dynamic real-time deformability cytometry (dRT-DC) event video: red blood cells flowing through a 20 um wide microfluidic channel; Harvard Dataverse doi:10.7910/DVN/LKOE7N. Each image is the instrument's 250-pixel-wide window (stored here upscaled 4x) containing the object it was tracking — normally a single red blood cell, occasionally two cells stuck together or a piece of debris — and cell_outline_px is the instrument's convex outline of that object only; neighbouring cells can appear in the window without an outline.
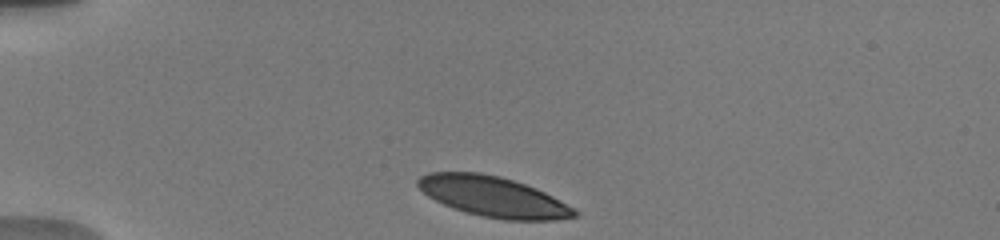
{"species": "human", "species_latin": "Homo sapiens", "temperature_condition": "warm", "stored_images_in_passage": 37, "camera_frame_rate_fps": 3000, "um_per_image_px": 0.085, "donor": {"sex": "male"}, "frame": {"image": 1, "passage_image": 1, "time_ms": 0.0, "image_size_px": [1000, 240], "cell_outline_px": [[580, 216], [556, 220], [504, 220], [464, 212], [444, 204], [428, 196], [416, 184], [416, 180], [420, 176], [428, 172], [480, 172], [500, 176], [536, 188], [576, 208], [580, 212]], "centroid_in_image_um": [41.96, 16.72], "position_along_channel_um": 43.0, "area_um2": 36.93}}
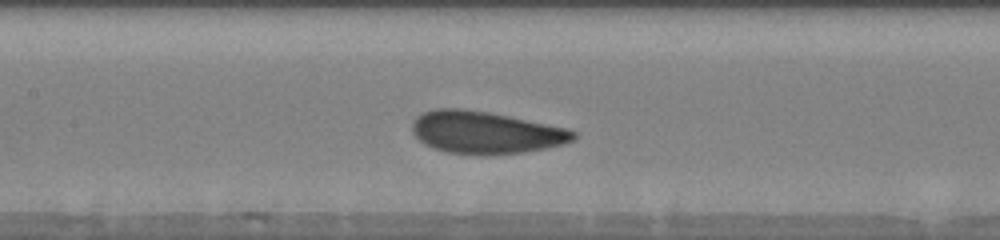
{"frame": {"image": 2, "passage_image": 15, "time_ms": 4.333, "image_size_px": [1000, 240], "cell_outline_px": [[576, 136], [572, 140], [564, 144], [544, 148], [520, 152], [480, 156], [444, 152], [432, 148], [424, 144], [412, 132], [412, 124], [416, 116], [432, 108], [464, 108], [488, 112], [568, 128], [576, 132]], "centroid_in_image_um": [41.22, 11.26], "position_along_channel_um": 166.2, "area_um2": 39.94}}
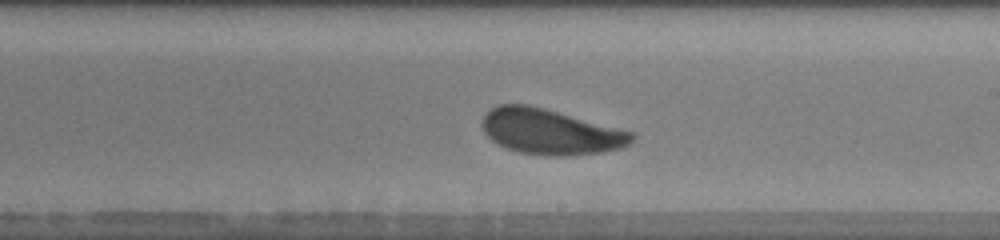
{"frame": {"image": 3, "passage_image": 22, "time_ms": 6.333, "image_size_px": [1000, 240], "cell_outline_px": [[636, 136], [628, 144], [620, 148], [600, 152], [568, 156], [548, 156], [520, 152], [508, 148], [492, 140], [484, 132], [480, 124], [480, 120], [484, 112], [488, 108], [496, 104], [528, 104], [544, 108], [632, 132]], "centroid_in_image_um": [46.7, 11.18], "position_along_channel_um": 242.3, "area_um2": 39.59}}